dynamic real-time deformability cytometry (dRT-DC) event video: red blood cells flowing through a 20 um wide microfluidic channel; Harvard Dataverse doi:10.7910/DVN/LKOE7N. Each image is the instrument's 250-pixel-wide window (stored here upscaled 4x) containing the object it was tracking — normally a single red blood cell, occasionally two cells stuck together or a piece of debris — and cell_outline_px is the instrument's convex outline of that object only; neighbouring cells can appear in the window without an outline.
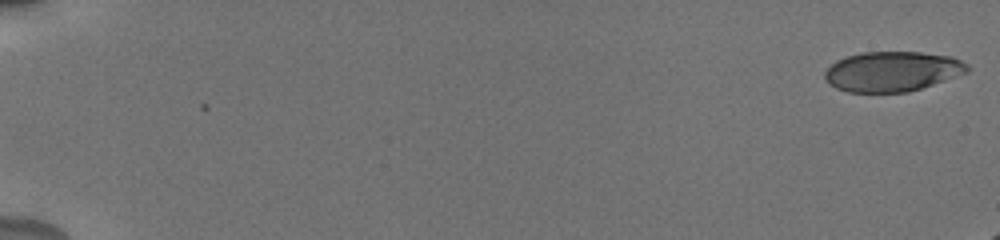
{"species": "human", "species_latin": "Homo sapiens", "temperature_condition": "cold", "stored_images_in_passage": 20, "camera_frame_rate_fps": 3000, "um_per_image_px": 0.085, "donor": {"sex": "male"}, "frame": {"image": 1, "passage_image": 1, "time_ms": 0.0, "image_size_px": [1000, 240], "cell_outline_px": [[972, 68], [968, 72], [908, 92], [848, 92], [836, 88], [828, 84], [824, 80], [824, 72], [836, 60], [860, 52], [920, 52], [952, 56], [968, 64]], "centroid_in_image_um": [75.83, 6.07], "position_along_channel_um": 9.2, "area_um2": 33.29}}
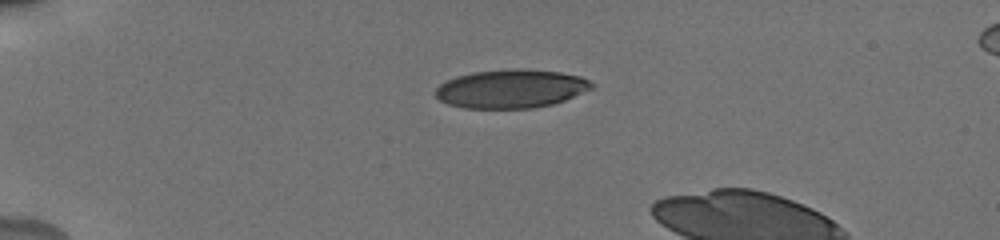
{"frame": {"image": 2, "passage_image": 15, "time_ms": 4.667, "image_size_px": [1000, 240], "cell_outline_px": [[596, 84], [592, 88], [564, 100], [552, 104], [532, 108], [464, 108], [448, 104], [440, 100], [436, 96], [436, 88], [440, 84], [456, 76], [472, 72], [512, 68], [524, 68], [560, 72], [580, 76]], "centroid_in_image_um": [43.44, 7.53], "position_along_channel_um": 41.6, "area_um2": 35.14}}